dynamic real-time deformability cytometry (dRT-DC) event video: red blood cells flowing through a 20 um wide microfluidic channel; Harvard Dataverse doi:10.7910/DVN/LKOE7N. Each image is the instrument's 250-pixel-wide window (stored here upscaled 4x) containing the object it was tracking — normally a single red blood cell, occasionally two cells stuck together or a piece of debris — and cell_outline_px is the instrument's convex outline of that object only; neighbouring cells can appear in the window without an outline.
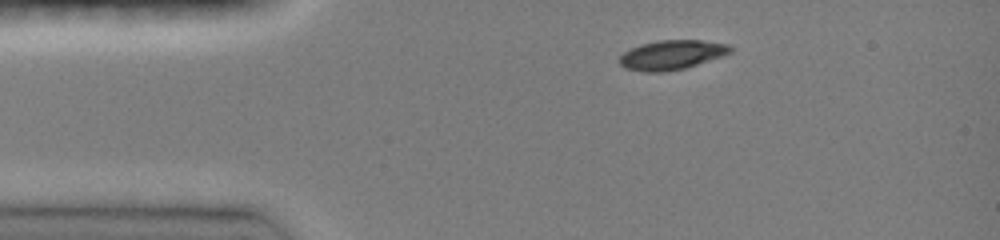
{"species": "common noctule bat (a hibernating species)", "species_latin": "Nyctalus noctula", "temperature_condition": "room temperature", "stored_images_in_passage": 37, "camera_frame_rate_fps": 3000, "um_per_image_px": 0.085, "animal": {"sex": "female", "body_mass_g": 19.0, "forearm_length_mm": 51.5}, "frame": {"image": 1, "passage_image": 1, "time_ms": 0.0, "image_size_px": [1000, 240], "cell_outline_px": [[732, 52], [724, 56], [684, 68], [664, 72], [644, 72], [624, 68], [620, 64], [620, 56], [624, 52], [640, 44], [660, 40], [700, 40], [728, 44], [732, 48]], "centroid_in_image_um": [57.11, 4.67], "position_along_channel_um": 27.9, "area_um2": 19.02}}
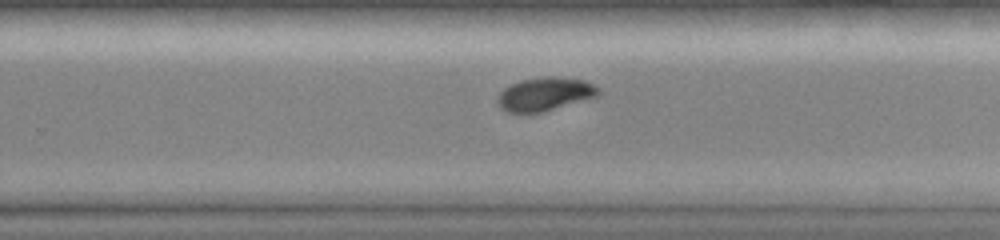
{"frame": {"image": 2, "passage_image": 23, "time_ms": 7.333, "image_size_px": [1000, 240], "cell_outline_px": [[600, 96], [540, 112], [508, 112], [500, 108], [496, 104], [496, 100], [500, 92], [504, 88], [520, 80], [544, 76], [552, 76], [584, 80], [600, 88]], "centroid_in_image_um": [46.31, 7.99], "position_along_channel_um": 283.5, "area_um2": 19.65}}
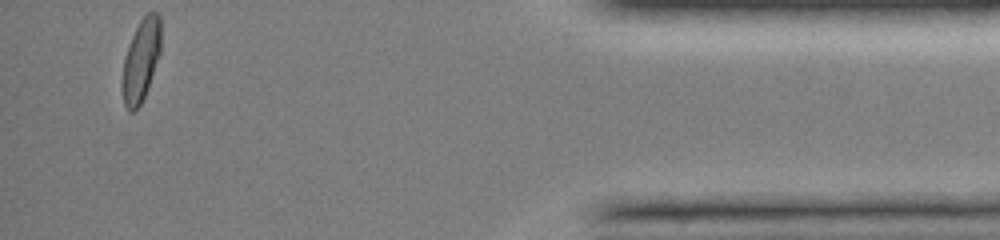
{"frame": {"image": 3, "passage_image": 37, "time_ms": 12.0, "image_size_px": [1000, 240], "cell_outline_px": [[160, 52], [148, 88], [140, 104], [132, 112], [128, 112], [124, 104], [120, 84], [124, 56], [128, 44], [140, 20], [148, 12], [156, 12], [160, 16]], "centroid_in_image_um": [11.95, 5.15], "position_along_channel_um": 423.3, "area_um2": 18.67}, "authors_computed_cell_mechanics": {"area_um2": 19.7676, "velocity_mm_per_s": 4.0924, "shape_relaxation_time_tau1_ms": 4.019, "shape_relaxation_time_tau2_ms": 1.8465, "deformation_change_tau1": 0.1825, "deformation_change_tau2": 0.0484}}